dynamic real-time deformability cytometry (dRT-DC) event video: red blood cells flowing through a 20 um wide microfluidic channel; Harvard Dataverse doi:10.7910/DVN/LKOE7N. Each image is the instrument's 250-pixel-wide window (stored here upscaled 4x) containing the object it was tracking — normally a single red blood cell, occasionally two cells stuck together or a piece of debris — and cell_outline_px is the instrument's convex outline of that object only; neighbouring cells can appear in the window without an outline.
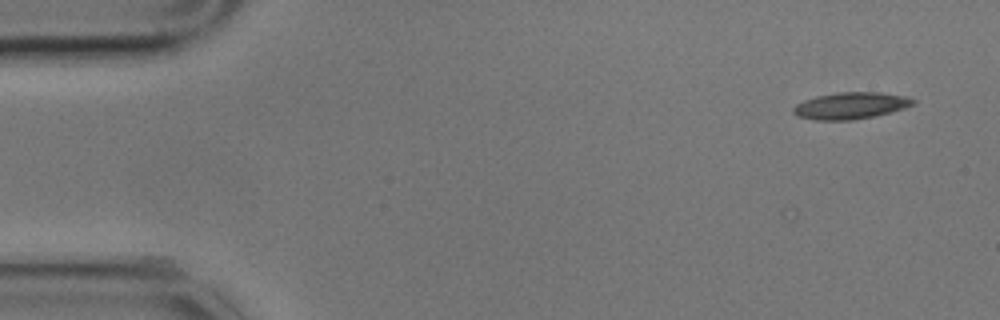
{"species": "common noctule bat (a hibernating species)", "species_latin": "Nyctalus noctula", "temperature_condition": "cold", "stored_images_in_passage": 2, "camera_frame_rate_fps": 3000, "um_per_image_px": 0.085, "animal": {"sex": "male", "body_mass_g": 17.9}, "frame": {"image": 1, "passage_image": 1, "time_ms": 0.0, "image_size_px": [1000, 320], "cell_outline_px": [[916, 104], [892, 112], [876, 116], [852, 120], [812, 120], [796, 116], [792, 112], [792, 108], [796, 104], [804, 100], [816, 96], [836, 92], [880, 92], [904, 96], [916, 100]], "centroid_in_image_um": [72.29, 8.98], "position_along_channel_um": 12.7, "area_um2": 18.9}}